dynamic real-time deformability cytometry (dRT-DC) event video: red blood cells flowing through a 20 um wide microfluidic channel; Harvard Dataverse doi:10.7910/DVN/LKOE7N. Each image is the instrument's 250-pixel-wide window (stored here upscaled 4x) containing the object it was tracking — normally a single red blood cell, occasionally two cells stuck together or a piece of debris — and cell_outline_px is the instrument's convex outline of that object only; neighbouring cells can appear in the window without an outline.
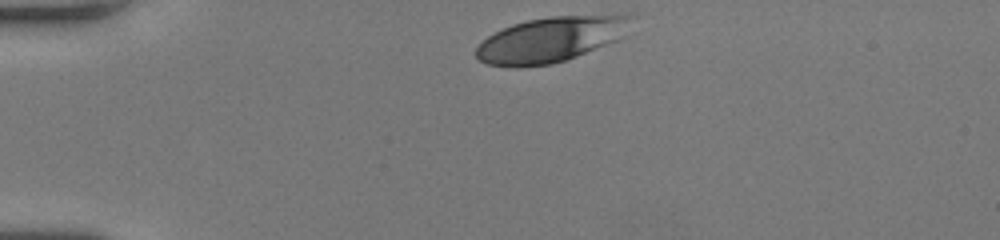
{"species": "human", "species_latin": "Homo sapiens", "temperature_condition": "room temperature", "stored_images_in_passage": 32, "camera_frame_rate_fps": 3000, "um_per_image_px": 0.085, "donor": {"sex": "female"}, "frame": {"image": 1, "passage_image": 1, "time_ms": 0.0, "image_size_px": [1000, 240], "cell_outline_px": [[636, 16], [616, 40], [576, 56], [552, 64], [488, 64], [480, 60], [476, 56], [476, 48], [488, 36], [512, 24], [528, 20], [552, 16]], "centroid_in_image_um": [46.79, 3.33], "position_along_channel_um": 38.2, "area_um2": 38.96}}
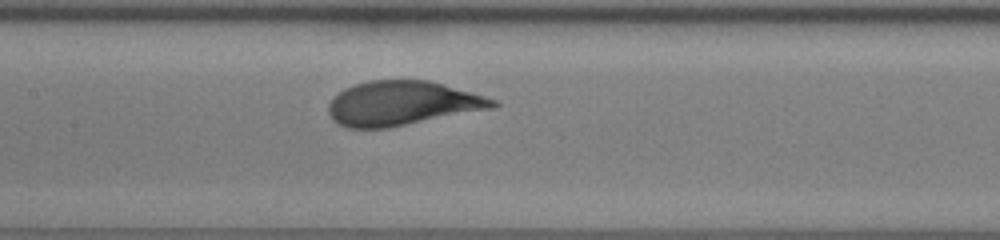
{"frame": {"image": 2, "passage_image": 15, "time_ms": 4.667, "image_size_px": [1000, 240], "cell_outline_px": [[500, 104], [492, 108], [384, 128], [348, 128], [332, 120], [328, 112], [328, 104], [344, 88], [368, 80], [428, 80], [484, 96], [496, 100]], "centroid_in_image_um": [34.14, 8.77], "position_along_channel_um": 173.3, "area_um2": 41.79}}
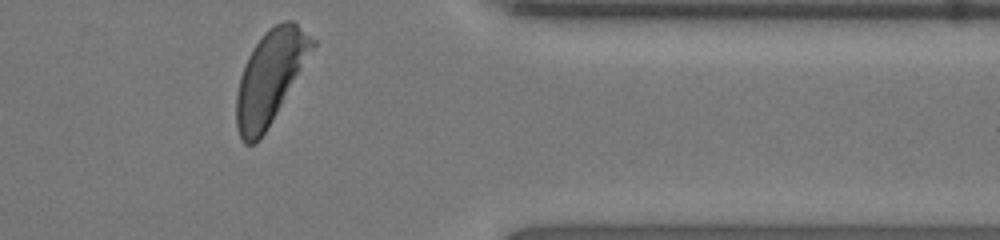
{"frame": {"image": 3, "passage_image": 32, "time_ms": 10.333, "image_size_px": [1000, 240], "cell_outline_px": [[316, 44], [272, 120], [260, 140], [256, 144], [244, 144], [236, 128], [236, 96], [240, 76], [248, 56], [252, 48], [264, 32], [268, 28], [284, 20], [292, 20], [316, 40]], "centroid_in_image_um": [22.93, 6.55], "position_along_channel_um": 388.5, "area_um2": 40.52}, "authors_computed_cell_mechanics": {"area_um2": 42.0784, "velocity_mm_per_s": 4.0024, "shape_relaxation_time_tau1_ms": 3.4363, "shape_relaxation_time_tau2_ms": null, "deformation_change_tau1": 0.1871, "deformation_change_tau2": null}}